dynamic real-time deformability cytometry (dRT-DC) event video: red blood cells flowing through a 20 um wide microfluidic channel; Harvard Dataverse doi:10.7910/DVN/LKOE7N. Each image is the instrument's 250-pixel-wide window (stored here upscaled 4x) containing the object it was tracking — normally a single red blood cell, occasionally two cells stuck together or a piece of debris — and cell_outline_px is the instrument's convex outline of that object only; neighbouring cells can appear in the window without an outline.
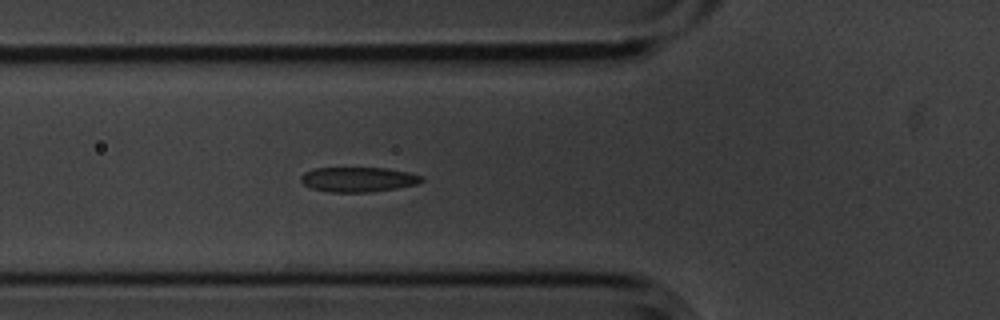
{"species": "common noctule bat (a hibernating species)", "species_latin": "Nyctalus noctula", "temperature_condition": "cold", "stored_images_in_passage": 5, "camera_frame_rate_fps": 3000, "um_per_image_px": 0.085, "animal": {"sex": "male", "body_mass_g": 20.1, "forearm_length_mm": 53.5}, "frame": {"image": 1, "passage_image": 5, "time_ms": 1.333, "image_size_px": [1000, 320], "cell_outline_px": [[424, 180], [416, 184], [396, 188], [372, 192], [328, 192], [312, 188], [304, 184], [300, 180], [300, 176], [304, 172], [316, 168], [388, 168], [408, 172], [424, 176]], "centroid_in_image_um": [30.46, 15.25], "position_along_channel_um": 95.3, "area_um2": 17.51}}